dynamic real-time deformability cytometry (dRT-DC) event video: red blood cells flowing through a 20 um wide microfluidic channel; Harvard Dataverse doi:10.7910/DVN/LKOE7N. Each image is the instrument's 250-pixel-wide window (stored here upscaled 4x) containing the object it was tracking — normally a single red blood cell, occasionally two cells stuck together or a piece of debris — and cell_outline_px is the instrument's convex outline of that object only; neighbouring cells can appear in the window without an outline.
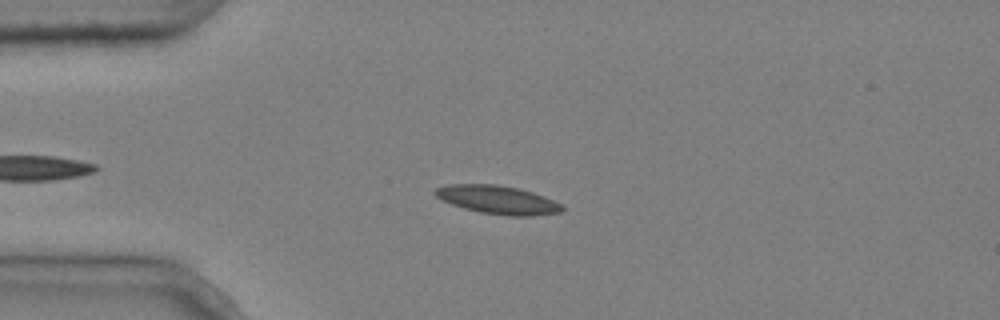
{"species": "common noctule bat (a hibernating species)", "species_latin": "Nyctalus noctula", "temperature_condition": "cold", "stored_images_in_passage": 8, "camera_frame_rate_fps": 3000, "um_per_image_px": 0.085, "animal": {"sex": "male", "body_mass_g": 20.4}, "frame": {"image": 1, "passage_image": 4, "time_ms": 1.0, "image_size_px": [1000, 320], "cell_outline_px": [[564, 208], [560, 212], [532, 216], [508, 216], [480, 212], [464, 208], [452, 204], [436, 196], [432, 192], [436, 188], [448, 184], [496, 184], [520, 188], [544, 196], [560, 204]], "centroid_in_image_um": [42.29, 16.97], "position_along_channel_um": 42.7, "area_um2": 20.92}}